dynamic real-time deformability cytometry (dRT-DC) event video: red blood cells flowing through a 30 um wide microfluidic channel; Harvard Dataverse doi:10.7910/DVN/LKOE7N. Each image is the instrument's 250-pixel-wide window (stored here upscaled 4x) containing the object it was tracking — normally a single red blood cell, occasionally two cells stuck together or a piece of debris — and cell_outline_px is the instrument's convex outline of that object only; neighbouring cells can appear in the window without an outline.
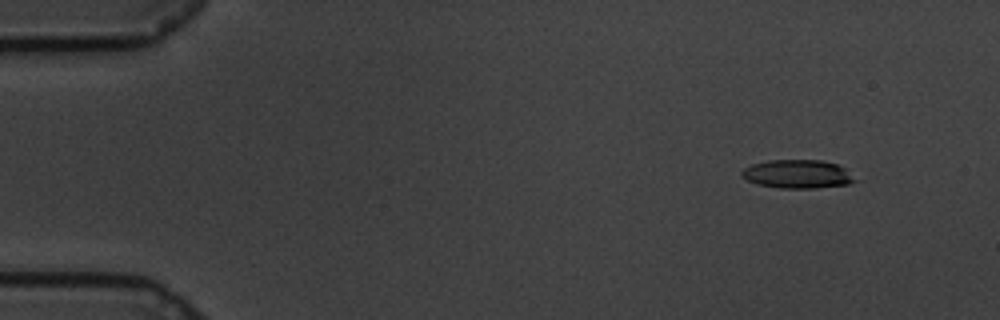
{"species": "common noctule bat (a hibernating species)", "species_latin": "Nyctalus noctula", "temperature_condition": "cold", "stored_images_in_passage": 55, "camera_frame_rate_fps": 3000, "um_per_image_px": 0.085, "animal": {"sex": "male", "body_mass_g": 19.5, "forearm_length_mm": 54.6}, "frame": {"image": 1, "passage_image": 1, "time_ms": 0.0, "image_size_px": [1000, 320], "cell_outline_px": [[860, 180], [848, 184], [816, 188], [780, 188], [756, 184], [740, 176], [740, 172], [744, 168], [752, 164], [768, 160], [824, 160], [836, 164], [844, 168]], "centroid_in_image_um": [67.8, 14.79], "position_along_channel_um": 17.2, "area_um2": 19.02}}
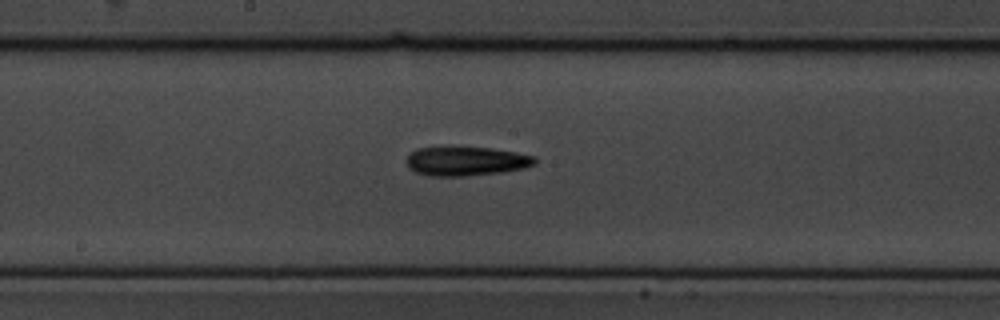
{"frame": {"image": 2, "passage_image": 27, "time_ms": 8.667, "image_size_px": [1000, 320], "cell_outline_px": [[536, 164], [524, 168], [500, 172], [464, 176], [428, 176], [416, 172], [408, 168], [408, 156], [416, 148], [452, 144], [492, 148], [516, 152], [536, 156]], "centroid_in_image_um": [39.6, 13.65], "position_along_channel_um": 208.6, "area_um2": 22.6}}
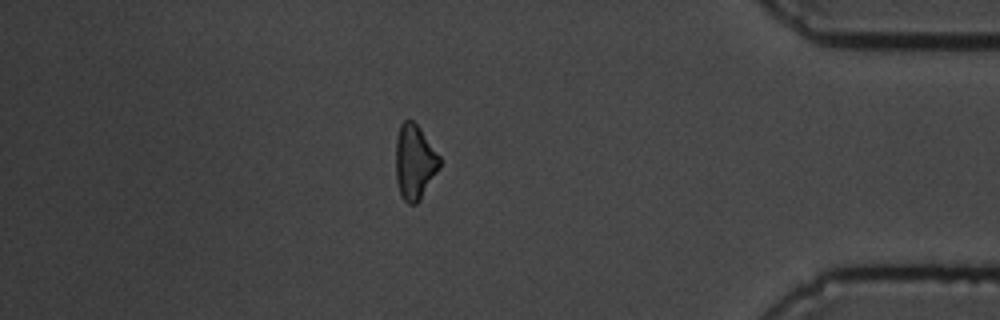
{"frame": {"image": 3, "passage_image": 47, "time_ms": 15.333, "image_size_px": [1000, 320], "cell_outline_px": [[440, 168], [420, 200], [416, 204], [408, 204], [400, 196], [396, 180], [396, 140], [400, 124], [404, 120], [412, 120], [420, 128], [440, 156]], "centroid_in_image_um": [35.24, 13.79], "position_along_channel_um": 400.0, "area_um2": 19.25}, "authors_computed_cell_mechanics": {"area_um2": 20.1144, "velocity_mm_per_s": 3.3834, "shape_relaxation_time_tau1_ms": 2.6139, "shape_relaxation_time_tau2_ms": null, "deformation_change_tau1": 0.0985, "deformation_change_tau2": null}}